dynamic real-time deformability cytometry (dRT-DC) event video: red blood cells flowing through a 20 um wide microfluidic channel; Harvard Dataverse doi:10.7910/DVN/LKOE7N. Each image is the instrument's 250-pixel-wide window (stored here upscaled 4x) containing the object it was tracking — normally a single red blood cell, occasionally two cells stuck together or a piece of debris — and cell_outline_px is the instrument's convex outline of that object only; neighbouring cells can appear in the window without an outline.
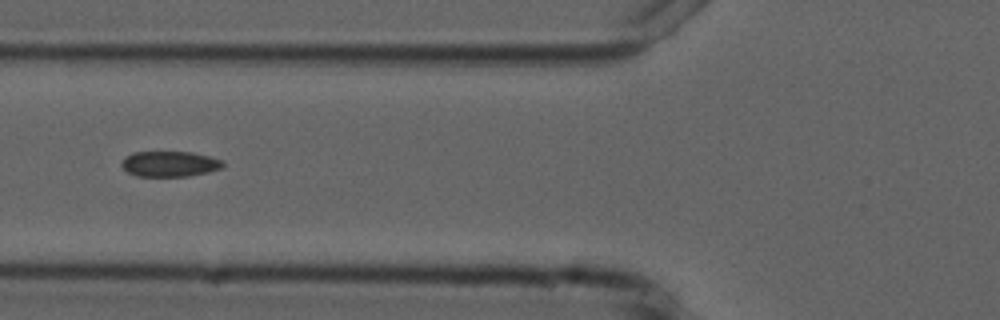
{"species": "common noctule bat (a hibernating species)", "species_latin": "Nyctalus noctula", "temperature_condition": "cold", "stored_images_in_passage": 8, "camera_frame_rate_fps": 3000, "um_per_image_px": 0.085, "animal": {"sex": "male", "forearm_length_mm": 52.5}, "frame": {"image": 1, "passage_image": 6, "time_ms": 6.667, "image_size_px": [1000, 320], "cell_outline_px": [[224, 168], [208, 172], [188, 176], [136, 176], [128, 172], [120, 164], [124, 156], [132, 152], [192, 152], [224, 160]], "centroid_in_image_um": [14.43, 13.93], "position_along_channel_um": 111.4, "area_um2": 15.2}}
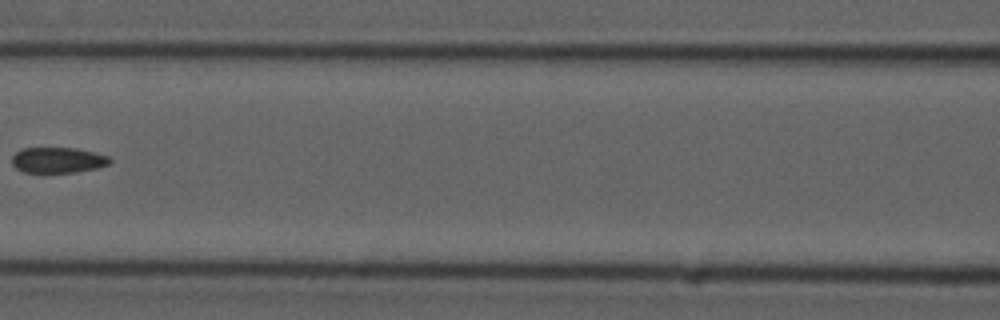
{"frame": {"image": 2, "passage_image": 7, "time_ms": 8.0, "image_size_px": [1000, 320], "cell_outline_px": [[112, 160], [108, 164], [96, 168], [76, 172], [44, 176], [24, 172], [16, 168], [12, 164], [12, 156], [20, 148], [76, 148], [108, 156]], "centroid_in_image_um": [4.85, 13.66], "position_along_channel_um": 161.8, "area_um2": 15.26}}
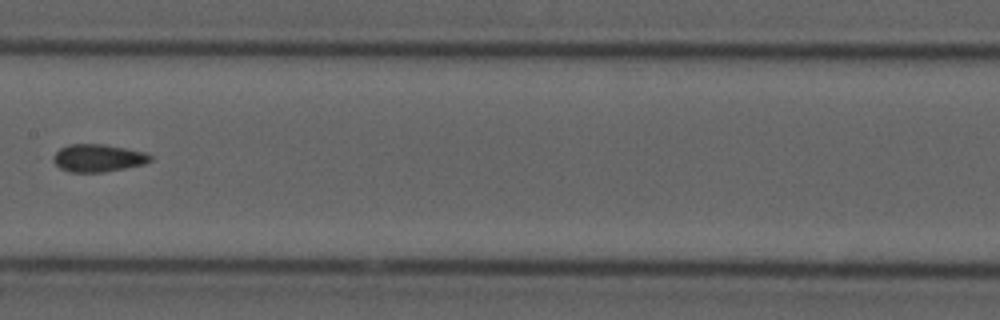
{"frame": {"image": 3, "passage_image": 8, "time_ms": 9.0, "image_size_px": [1000, 320], "cell_outline_px": [[152, 160], [144, 164], [104, 172], [68, 172], [60, 168], [48, 156], [60, 148], [68, 144], [104, 144], [144, 152], [152, 156]], "centroid_in_image_um": [8.26, 13.43], "position_along_channel_um": 199.1, "area_um2": 15.78}}